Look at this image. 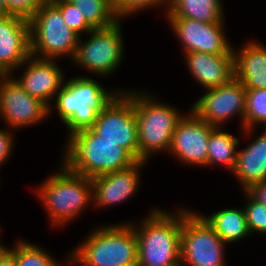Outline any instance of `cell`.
I'll use <instances>...</instances> for the list:
<instances>
[{
    "mask_svg": "<svg viewBox=\"0 0 266 266\" xmlns=\"http://www.w3.org/2000/svg\"><path fill=\"white\" fill-rule=\"evenodd\" d=\"M87 235L69 253L70 266H137L138 243L129 221L99 225Z\"/></svg>",
    "mask_w": 266,
    "mask_h": 266,
    "instance_id": "6da1fadb",
    "label": "cell"
},
{
    "mask_svg": "<svg viewBox=\"0 0 266 266\" xmlns=\"http://www.w3.org/2000/svg\"><path fill=\"white\" fill-rule=\"evenodd\" d=\"M133 221L129 222L138 243L137 266H173L181 261L182 208L172 213L153 208L139 223Z\"/></svg>",
    "mask_w": 266,
    "mask_h": 266,
    "instance_id": "7a4b0ae2",
    "label": "cell"
},
{
    "mask_svg": "<svg viewBox=\"0 0 266 266\" xmlns=\"http://www.w3.org/2000/svg\"><path fill=\"white\" fill-rule=\"evenodd\" d=\"M66 80L64 86L56 93L55 105L49 106V116L55 107L56 115L67 129V136L93 126L99 111L119 91L125 90L111 87L106 89L99 81L85 75Z\"/></svg>",
    "mask_w": 266,
    "mask_h": 266,
    "instance_id": "3957f363",
    "label": "cell"
},
{
    "mask_svg": "<svg viewBox=\"0 0 266 266\" xmlns=\"http://www.w3.org/2000/svg\"><path fill=\"white\" fill-rule=\"evenodd\" d=\"M35 191L53 227H66L88 206L93 207L91 178L68 170L62 163Z\"/></svg>",
    "mask_w": 266,
    "mask_h": 266,
    "instance_id": "277c9868",
    "label": "cell"
},
{
    "mask_svg": "<svg viewBox=\"0 0 266 266\" xmlns=\"http://www.w3.org/2000/svg\"><path fill=\"white\" fill-rule=\"evenodd\" d=\"M66 137L61 163L85 177L125 169L137 162L126 149L96 136L89 128Z\"/></svg>",
    "mask_w": 266,
    "mask_h": 266,
    "instance_id": "5b68a950",
    "label": "cell"
},
{
    "mask_svg": "<svg viewBox=\"0 0 266 266\" xmlns=\"http://www.w3.org/2000/svg\"><path fill=\"white\" fill-rule=\"evenodd\" d=\"M136 90L132 88V103L138 126L139 161L148 162L154 155L169 152L173 132L184 114L160 102L151 92Z\"/></svg>",
    "mask_w": 266,
    "mask_h": 266,
    "instance_id": "8992f818",
    "label": "cell"
},
{
    "mask_svg": "<svg viewBox=\"0 0 266 266\" xmlns=\"http://www.w3.org/2000/svg\"><path fill=\"white\" fill-rule=\"evenodd\" d=\"M31 55L42 59L68 58L76 53L79 35L71 30L54 3H43L29 19Z\"/></svg>",
    "mask_w": 266,
    "mask_h": 266,
    "instance_id": "52a82bcc",
    "label": "cell"
},
{
    "mask_svg": "<svg viewBox=\"0 0 266 266\" xmlns=\"http://www.w3.org/2000/svg\"><path fill=\"white\" fill-rule=\"evenodd\" d=\"M121 20L104 29H93L88 39L79 37L78 47L70 63L99 76L111 77L125 59V44ZM80 65V66H79Z\"/></svg>",
    "mask_w": 266,
    "mask_h": 266,
    "instance_id": "ba28073f",
    "label": "cell"
},
{
    "mask_svg": "<svg viewBox=\"0 0 266 266\" xmlns=\"http://www.w3.org/2000/svg\"><path fill=\"white\" fill-rule=\"evenodd\" d=\"M180 246L184 266H227L228 245L197 211L183 207Z\"/></svg>",
    "mask_w": 266,
    "mask_h": 266,
    "instance_id": "9c48e42d",
    "label": "cell"
},
{
    "mask_svg": "<svg viewBox=\"0 0 266 266\" xmlns=\"http://www.w3.org/2000/svg\"><path fill=\"white\" fill-rule=\"evenodd\" d=\"M96 136L116 143L139 161L138 126L132 89L119 91L98 113L89 128Z\"/></svg>",
    "mask_w": 266,
    "mask_h": 266,
    "instance_id": "30bf717a",
    "label": "cell"
},
{
    "mask_svg": "<svg viewBox=\"0 0 266 266\" xmlns=\"http://www.w3.org/2000/svg\"><path fill=\"white\" fill-rule=\"evenodd\" d=\"M190 109L214 127H224L234 116L240 118V129H244L246 88L233 78L224 85L205 89ZM223 125V126H222Z\"/></svg>",
    "mask_w": 266,
    "mask_h": 266,
    "instance_id": "8fae6325",
    "label": "cell"
},
{
    "mask_svg": "<svg viewBox=\"0 0 266 266\" xmlns=\"http://www.w3.org/2000/svg\"><path fill=\"white\" fill-rule=\"evenodd\" d=\"M48 118L45 103L30 96L11 75L0 76V119L9 129L19 131Z\"/></svg>",
    "mask_w": 266,
    "mask_h": 266,
    "instance_id": "7c38bea8",
    "label": "cell"
},
{
    "mask_svg": "<svg viewBox=\"0 0 266 266\" xmlns=\"http://www.w3.org/2000/svg\"><path fill=\"white\" fill-rule=\"evenodd\" d=\"M166 20L178 38L183 54L190 52L227 54L234 48L225 34V21L205 23L188 18H166Z\"/></svg>",
    "mask_w": 266,
    "mask_h": 266,
    "instance_id": "4fadbf2b",
    "label": "cell"
},
{
    "mask_svg": "<svg viewBox=\"0 0 266 266\" xmlns=\"http://www.w3.org/2000/svg\"><path fill=\"white\" fill-rule=\"evenodd\" d=\"M213 128L189 109L173 132L169 155L184 165L207 167L208 140Z\"/></svg>",
    "mask_w": 266,
    "mask_h": 266,
    "instance_id": "5bb4252c",
    "label": "cell"
},
{
    "mask_svg": "<svg viewBox=\"0 0 266 266\" xmlns=\"http://www.w3.org/2000/svg\"><path fill=\"white\" fill-rule=\"evenodd\" d=\"M18 77L11 75L30 95L38 98L48 107L52 105L56 93L64 86L65 76L56 59H42L30 55L19 67ZM24 68V69H23Z\"/></svg>",
    "mask_w": 266,
    "mask_h": 266,
    "instance_id": "9a60e30c",
    "label": "cell"
},
{
    "mask_svg": "<svg viewBox=\"0 0 266 266\" xmlns=\"http://www.w3.org/2000/svg\"><path fill=\"white\" fill-rule=\"evenodd\" d=\"M145 161H137L134 165L91 178L93 186V206L104 209L120 205L133 197L141 186V171Z\"/></svg>",
    "mask_w": 266,
    "mask_h": 266,
    "instance_id": "2e32d148",
    "label": "cell"
},
{
    "mask_svg": "<svg viewBox=\"0 0 266 266\" xmlns=\"http://www.w3.org/2000/svg\"><path fill=\"white\" fill-rule=\"evenodd\" d=\"M30 55L29 20L17 15H7L1 18L0 73L14 75L18 67Z\"/></svg>",
    "mask_w": 266,
    "mask_h": 266,
    "instance_id": "e0dca14e",
    "label": "cell"
},
{
    "mask_svg": "<svg viewBox=\"0 0 266 266\" xmlns=\"http://www.w3.org/2000/svg\"><path fill=\"white\" fill-rule=\"evenodd\" d=\"M183 55L189 73L204 89L224 85L234 78L232 49L227 54L190 52Z\"/></svg>",
    "mask_w": 266,
    "mask_h": 266,
    "instance_id": "ac0fdd59",
    "label": "cell"
},
{
    "mask_svg": "<svg viewBox=\"0 0 266 266\" xmlns=\"http://www.w3.org/2000/svg\"><path fill=\"white\" fill-rule=\"evenodd\" d=\"M234 54V78L246 89L266 88V45L259 40L245 41Z\"/></svg>",
    "mask_w": 266,
    "mask_h": 266,
    "instance_id": "d6986e66",
    "label": "cell"
},
{
    "mask_svg": "<svg viewBox=\"0 0 266 266\" xmlns=\"http://www.w3.org/2000/svg\"><path fill=\"white\" fill-rule=\"evenodd\" d=\"M245 148L238 150L232 174L243 191L266 180V128Z\"/></svg>",
    "mask_w": 266,
    "mask_h": 266,
    "instance_id": "ffe728a7",
    "label": "cell"
},
{
    "mask_svg": "<svg viewBox=\"0 0 266 266\" xmlns=\"http://www.w3.org/2000/svg\"><path fill=\"white\" fill-rule=\"evenodd\" d=\"M199 214L227 245L244 240V238L246 239V237L251 235L243 206L242 208L221 209L211 213L209 216Z\"/></svg>",
    "mask_w": 266,
    "mask_h": 266,
    "instance_id": "44dd1931",
    "label": "cell"
},
{
    "mask_svg": "<svg viewBox=\"0 0 266 266\" xmlns=\"http://www.w3.org/2000/svg\"><path fill=\"white\" fill-rule=\"evenodd\" d=\"M222 0H171L165 18H188L205 23L224 22Z\"/></svg>",
    "mask_w": 266,
    "mask_h": 266,
    "instance_id": "7402d4cb",
    "label": "cell"
},
{
    "mask_svg": "<svg viewBox=\"0 0 266 266\" xmlns=\"http://www.w3.org/2000/svg\"><path fill=\"white\" fill-rule=\"evenodd\" d=\"M223 127H214L208 140L207 166H223L225 170L233 172L239 147L240 139Z\"/></svg>",
    "mask_w": 266,
    "mask_h": 266,
    "instance_id": "603a6c76",
    "label": "cell"
},
{
    "mask_svg": "<svg viewBox=\"0 0 266 266\" xmlns=\"http://www.w3.org/2000/svg\"><path fill=\"white\" fill-rule=\"evenodd\" d=\"M16 240L12 247L4 246L13 255L15 266H70L69 254L64 264V262L54 259L49 251L40 247L41 245L38 246L22 239Z\"/></svg>",
    "mask_w": 266,
    "mask_h": 266,
    "instance_id": "cb8c5ba5",
    "label": "cell"
},
{
    "mask_svg": "<svg viewBox=\"0 0 266 266\" xmlns=\"http://www.w3.org/2000/svg\"><path fill=\"white\" fill-rule=\"evenodd\" d=\"M84 14L86 21L94 29H104L114 25L119 19L115 15L113 0H68Z\"/></svg>",
    "mask_w": 266,
    "mask_h": 266,
    "instance_id": "d4e9b609",
    "label": "cell"
},
{
    "mask_svg": "<svg viewBox=\"0 0 266 266\" xmlns=\"http://www.w3.org/2000/svg\"><path fill=\"white\" fill-rule=\"evenodd\" d=\"M258 125L266 128V88L246 89L244 129L241 134L250 138Z\"/></svg>",
    "mask_w": 266,
    "mask_h": 266,
    "instance_id": "484cf974",
    "label": "cell"
},
{
    "mask_svg": "<svg viewBox=\"0 0 266 266\" xmlns=\"http://www.w3.org/2000/svg\"><path fill=\"white\" fill-rule=\"evenodd\" d=\"M171 0H113V8L115 15L119 20H126V17L136 15L145 10L157 9V7H165L164 14L169 11Z\"/></svg>",
    "mask_w": 266,
    "mask_h": 266,
    "instance_id": "4316f807",
    "label": "cell"
},
{
    "mask_svg": "<svg viewBox=\"0 0 266 266\" xmlns=\"http://www.w3.org/2000/svg\"><path fill=\"white\" fill-rule=\"evenodd\" d=\"M242 194H245L243 209L251 235L254 232L266 235V207L253 199L246 191Z\"/></svg>",
    "mask_w": 266,
    "mask_h": 266,
    "instance_id": "83f0119b",
    "label": "cell"
},
{
    "mask_svg": "<svg viewBox=\"0 0 266 266\" xmlns=\"http://www.w3.org/2000/svg\"><path fill=\"white\" fill-rule=\"evenodd\" d=\"M61 11L62 18L66 25L77 33L80 37L87 34L94 28L86 21L84 14L81 10L74 6L68 0H61L54 3Z\"/></svg>",
    "mask_w": 266,
    "mask_h": 266,
    "instance_id": "f1b7e54d",
    "label": "cell"
},
{
    "mask_svg": "<svg viewBox=\"0 0 266 266\" xmlns=\"http://www.w3.org/2000/svg\"><path fill=\"white\" fill-rule=\"evenodd\" d=\"M44 0H4L9 15H17L30 19L42 6Z\"/></svg>",
    "mask_w": 266,
    "mask_h": 266,
    "instance_id": "f546056e",
    "label": "cell"
},
{
    "mask_svg": "<svg viewBox=\"0 0 266 266\" xmlns=\"http://www.w3.org/2000/svg\"><path fill=\"white\" fill-rule=\"evenodd\" d=\"M15 131L4 127V129L0 128V167L7 162L8 159H10L12 156L11 153L14 149V137H15Z\"/></svg>",
    "mask_w": 266,
    "mask_h": 266,
    "instance_id": "4dcf8cb0",
    "label": "cell"
},
{
    "mask_svg": "<svg viewBox=\"0 0 266 266\" xmlns=\"http://www.w3.org/2000/svg\"><path fill=\"white\" fill-rule=\"evenodd\" d=\"M246 192L257 202L266 207V180L252 185Z\"/></svg>",
    "mask_w": 266,
    "mask_h": 266,
    "instance_id": "1f68e13d",
    "label": "cell"
},
{
    "mask_svg": "<svg viewBox=\"0 0 266 266\" xmlns=\"http://www.w3.org/2000/svg\"><path fill=\"white\" fill-rule=\"evenodd\" d=\"M0 266H15L13 255L5 247L0 251Z\"/></svg>",
    "mask_w": 266,
    "mask_h": 266,
    "instance_id": "d6a6232c",
    "label": "cell"
},
{
    "mask_svg": "<svg viewBox=\"0 0 266 266\" xmlns=\"http://www.w3.org/2000/svg\"><path fill=\"white\" fill-rule=\"evenodd\" d=\"M9 15L6 11V7L4 5V0H0V19Z\"/></svg>",
    "mask_w": 266,
    "mask_h": 266,
    "instance_id": "836d02e7",
    "label": "cell"
},
{
    "mask_svg": "<svg viewBox=\"0 0 266 266\" xmlns=\"http://www.w3.org/2000/svg\"><path fill=\"white\" fill-rule=\"evenodd\" d=\"M61 0H44L45 3H56Z\"/></svg>",
    "mask_w": 266,
    "mask_h": 266,
    "instance_id": "e575fe53",
    "label": "cell"
},
{
    "mask_svg": "<svg viewBox=\"0 0 266 266\" xmlns=\"http://www.w3.org/2000/svg\"><path fill=\"white\" fill-rule=\"evenodd\" d=\"M173 266H184V264L180 261L177 264L173 265Z\"/></svg>",
    "mask_w": 266,
    "mask_h": 266,
    "instance_id": "d590c367",
    "label": "cell"
},
{
    "mask_svg": "<svg viewBox=\"0 0 266 266\" xmlns=\"http://www.w3.org/2000/svg\"><path fill=\"white\" fill-rule=\"evenodd\" d=\"M4 244L3 243H1V241H0V251L4 248Z\"/></svg>",
    "mask_w": 266,
    "mask_h": 266,
    "instance_id": "8d00e7d4",
    "label": "cell"
}]
</instances>
